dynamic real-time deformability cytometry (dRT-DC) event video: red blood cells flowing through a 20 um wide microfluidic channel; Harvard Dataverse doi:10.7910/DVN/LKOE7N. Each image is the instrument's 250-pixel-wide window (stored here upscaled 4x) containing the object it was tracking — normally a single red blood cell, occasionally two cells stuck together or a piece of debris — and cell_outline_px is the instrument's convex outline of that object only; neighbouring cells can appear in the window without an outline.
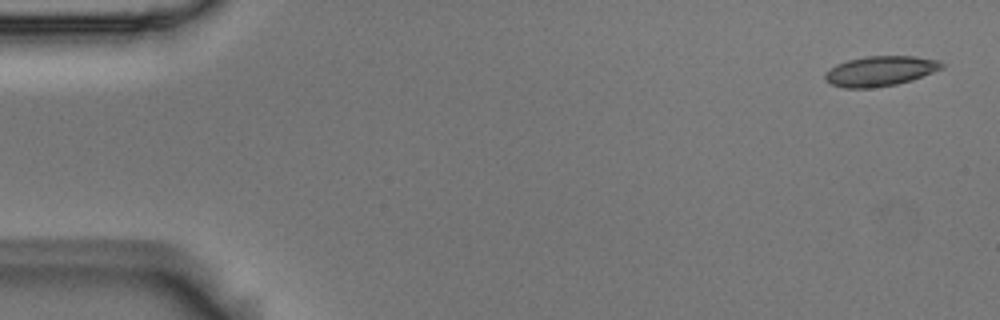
{"species": "Egyptian fruit bat (a non-hibernating species)", "species_latin": "Rousettus aegyptiacus", "temperature_condition": "room temperature", "stored_images_in_passage": 7, "camera_frame_rate_fps": 3000, "um_per_image_px": 0.085, "animal": {"sex": "male"}, "frame": {"image": 1, "passage_image": 1, "time_ms": 0.0, "image_size_px": [1000, 320], "cell_outline_px": [[944, 68], [912, 80], [896, 84], [872, 88], [844, 88], [832, 84], [824, 80], [824, 76], [836, 64], [848, 60], [864, 56], [916, 56], [940, 60], [944, 64]], "centroid_in_image_um": [74.85, 6.03], "position_along_channel_um": 10.1, "area_um2": 20.46}}
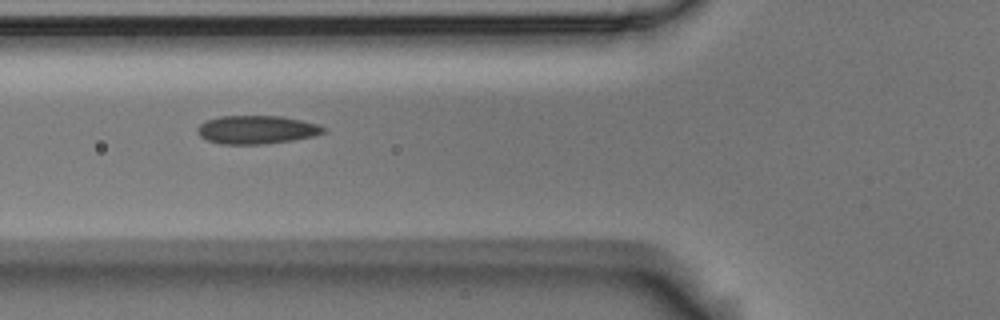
{"frame": {"image": 2, "passage_image": 6, "time_ms": 1.667, "image_size_px": [1000, 320], "cell_outline_px": [[324, 132], [316, 136], [292, 140], [264, 144], [220, 144], [208, 140], [200, 136], [196, 132], [196, 128], [200, 124], [208, 120], [220, 116], [280, 116], [300, 120], [316, 124], [324, 128]], "centroid_in_image_um": [21.78, 11.03], "position_along_channel_um": 104.0, "area_um2": 20.69}}
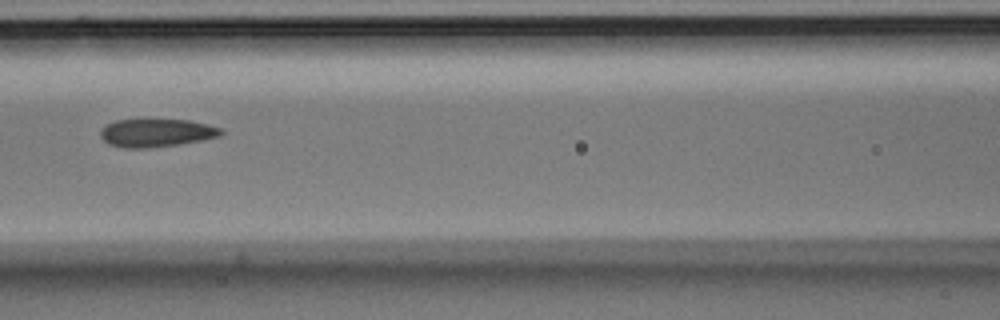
{"frame": {"image": 3, "passage_image": 7, "time_ms": 2.0, "image_size_px": [1000, 320], "cell_outline_px": [[224, 132], [220, 136], [180, 144], [148, 148], [124, 148], [108, 144], [100, 136], [100, 128], [116, 120], [188, 120], [208, 124], [220, 128]], "centroid_in_image_um": [13.27, 11.3], "position_along_channel_um": 153.3, "area_um2": 19.65}}